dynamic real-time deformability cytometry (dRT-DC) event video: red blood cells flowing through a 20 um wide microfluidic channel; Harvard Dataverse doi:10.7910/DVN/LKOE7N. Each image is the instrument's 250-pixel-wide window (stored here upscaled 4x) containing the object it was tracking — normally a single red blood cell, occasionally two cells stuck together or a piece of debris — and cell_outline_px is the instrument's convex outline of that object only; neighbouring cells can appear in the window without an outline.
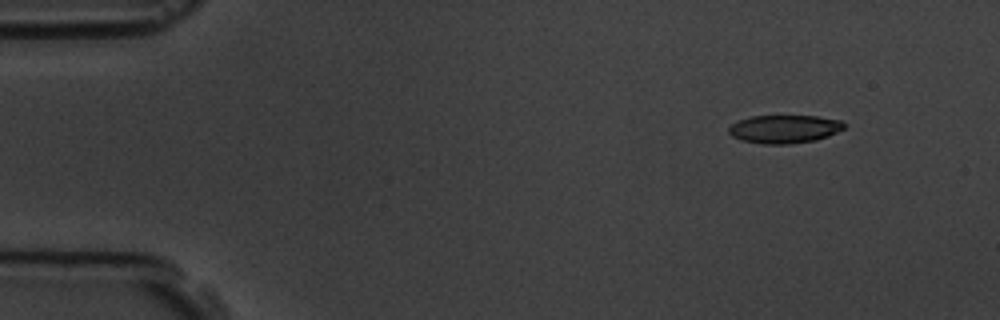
{"species": "common noctule bat (a hibernating species)", "species_latin": "Nyctalus noctula", "temperature_condition": "room temperature", "stored_images_in_passage": 4, "camera_frame_rate_fps": 3000, "um_per_image_px": 0.085, "animal": {"sex": "male", "body_mass_g": 19.5, "forearm_length_mm": 54.6}, "frame": {"image": 1, "passage_image": 1, "time_ms": 0.0, "image_size_px": [1000, 320], "cell_outline_px": [[844, 128], [828, 136], [816, 140], [788, 144], [764, 144], [740, 140], [732, 136], [728, 132], [728, 128], [732, 124], [740, 120], [752, 116], [816, 116], [840, 120], [844, 124]], "centroid_in_image_um": [66.65, 10.97], "position_along_channel_um": 18.4, "area_um2": 18.84}}
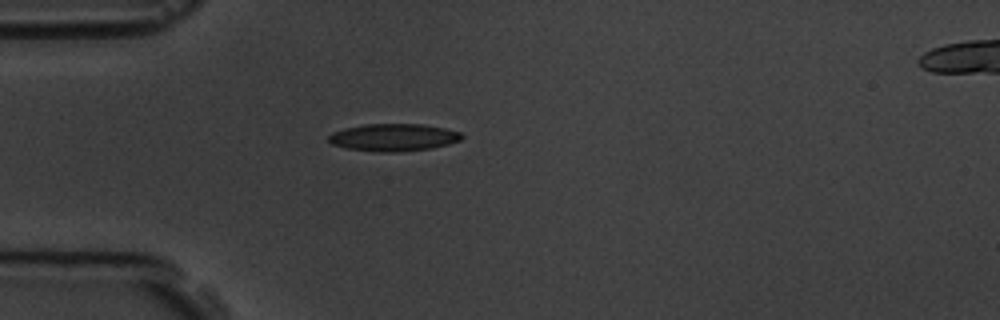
{"frame": {"image": 2, "passage_image": 4, "time_ms": 3.333, "image_size_px": [1000, 320], "cell_outline_px": [[464, 136], [460, 140], [448, 144], [432, 148], [396, 152], [372, 152], [348, 148], [332, 144], [328, 140], [328, 136], [332, 132], [344, 128], [364, 124], [420, 124], [444, 128], [460, 132]], "centroid_in_image_um": [33.43, 11.68], "position_along_channel_um": 51.6, "area_um2": 21.27}}